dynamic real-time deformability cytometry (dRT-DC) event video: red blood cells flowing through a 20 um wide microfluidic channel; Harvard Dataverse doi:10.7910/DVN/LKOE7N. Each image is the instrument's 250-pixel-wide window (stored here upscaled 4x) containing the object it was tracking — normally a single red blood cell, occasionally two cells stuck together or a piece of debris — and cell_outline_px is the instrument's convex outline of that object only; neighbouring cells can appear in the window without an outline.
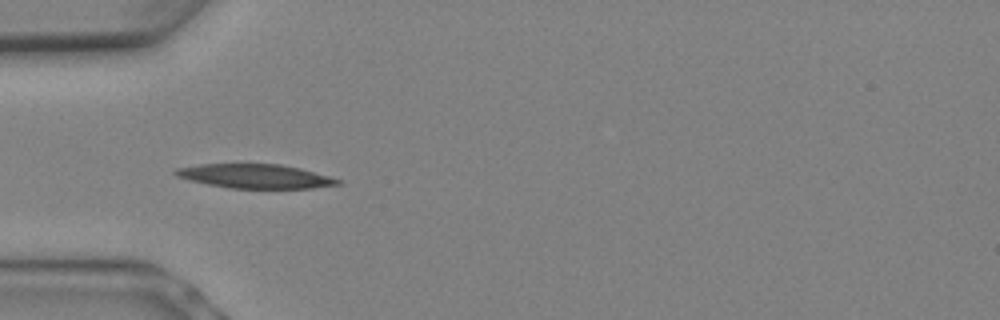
{"species": "Egyptian fruit bat (a non-hibernating species)", "species_latin": "Rousettus aegyptiacus", "temperature_condition": "warm", "stored_images_in_passage": 7, "camera_frame_rate_fps": 3000, "um_per_image_px": 0.085, "animal": {"sex": "female"}, "frame": {"image": 1, "passage_image": 6, "time_ms": 1.667, "image_size_px": [1000, 320], "cell_outline_px": [[340, 184], [312, 188], [232, 188], [208, 184], [176, 176], [172, 172], [176, 168], [200, 164], [280, 164], [300, 168], [328, 176], [340, 180]], "centroid_in_image_um": [21.67, 14.97], "position_along_channel_um": 63.3, "area_um2": 22.48}}